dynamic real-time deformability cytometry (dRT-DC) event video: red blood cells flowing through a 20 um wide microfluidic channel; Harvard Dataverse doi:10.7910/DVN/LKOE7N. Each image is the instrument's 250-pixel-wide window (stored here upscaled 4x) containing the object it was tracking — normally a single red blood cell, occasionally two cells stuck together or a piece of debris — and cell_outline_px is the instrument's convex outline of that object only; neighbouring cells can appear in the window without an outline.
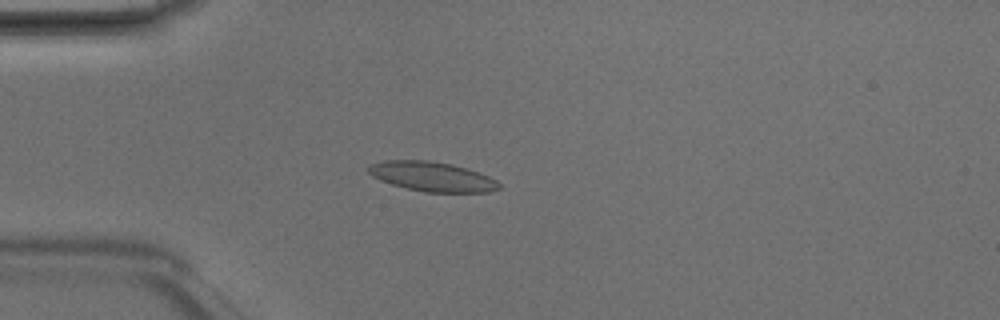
{"species": "Egyptian fruit bat (a non-hibernating species)", "species_latin": "Rousettus aegyptiacus", "temperature_condition": "room temperature", "stored_images_in_passage": 3, "camera_frame_rate_fps": 3000, "um_per_image_px": 0.085, "animal": {"sex": "male"}, "frame": {"image": 1, "passage_image": 2, "time_ms": 0.333, "image_size_px": [1000, 320], "cell_outline_px": [[500, 188], [488, 192], [424, 192], [392, 184], [380, 180], [372, 176], [368, 172], [368, 164], [384, 160], [428, 160], [452, 164], [488, 176], [496, 180], [500, 184]], "centroid_in_image_um": [36.69, 15.0], "position_along_channel_um": 48.3, "area_um2": 22.37}}